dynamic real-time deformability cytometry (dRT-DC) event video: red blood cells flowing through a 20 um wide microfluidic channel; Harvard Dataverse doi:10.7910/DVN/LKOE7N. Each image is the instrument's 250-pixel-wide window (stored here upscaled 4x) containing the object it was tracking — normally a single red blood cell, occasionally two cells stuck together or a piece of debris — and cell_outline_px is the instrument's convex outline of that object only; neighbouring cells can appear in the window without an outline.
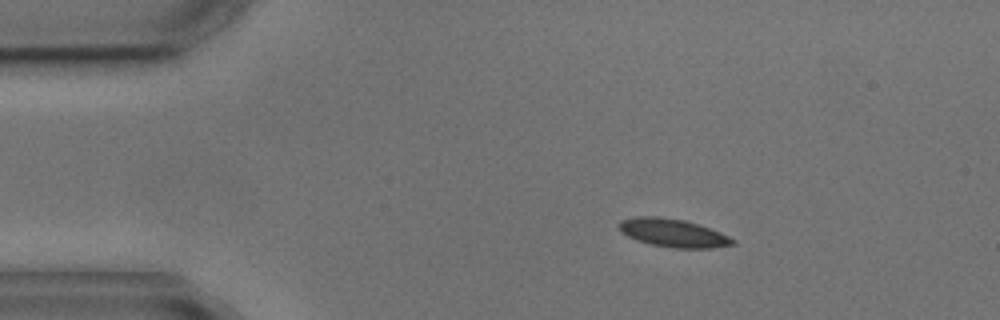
{"species": "common noctule bat (a hibernating species)", "species_latin": "Nyctalus noctula", "temperature_condition": "cold", "stored_images_in_passage": 5, "camera_frame_rate_fps": 3000, "um_per_image_px": 0.085, "animal": {"sex": "male", "body_mass_g": 17.9, "forearm_length_mm": 54.2}, "frame": {"image": 1, "passage_image": 2, "time_ms": 1.333, "image_size_px": [1000, 320], "cell_outline_px": [[736, 244], [712, 248], [672, 248], [652, 244], [636, 240], [620, 232], [616, 228], [616, 224], [620, 220], [636, 216], [656, 216], [684, 220], [720, 232], [736, 240]], "centroid_in_image_um": [57.15, 19.8], "position_along_channel_um": 27.8, "area_um2": 18.79}}
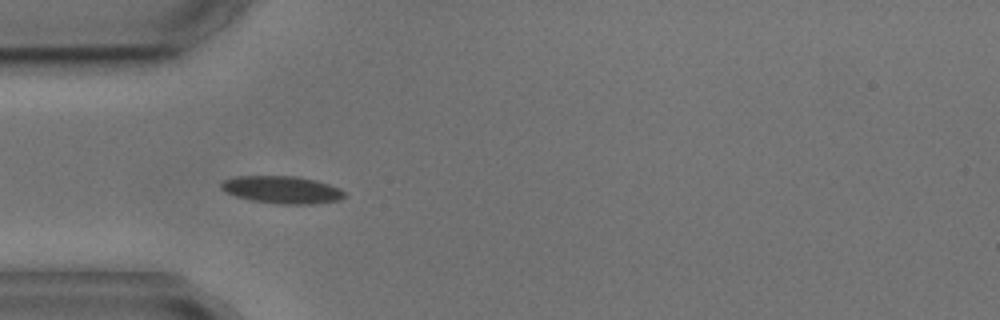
{"frame": {"image": 2, "passage_image": 4, "time_ms": 3.667, "image_size_px": [1000, 320], "cell_outline_px": [[348, 196], [340, 200], [316, 204], [280, 204], [252, 200], [236, 196], [220, 188], [220, 184], [224, 180], [236, 176], [296, 176], [316, 180], [340, 188]], "centroid_in_image_um": [24.02, 16.13], "position_along_channel_um": 61.0, "area_um2": 19.77}}